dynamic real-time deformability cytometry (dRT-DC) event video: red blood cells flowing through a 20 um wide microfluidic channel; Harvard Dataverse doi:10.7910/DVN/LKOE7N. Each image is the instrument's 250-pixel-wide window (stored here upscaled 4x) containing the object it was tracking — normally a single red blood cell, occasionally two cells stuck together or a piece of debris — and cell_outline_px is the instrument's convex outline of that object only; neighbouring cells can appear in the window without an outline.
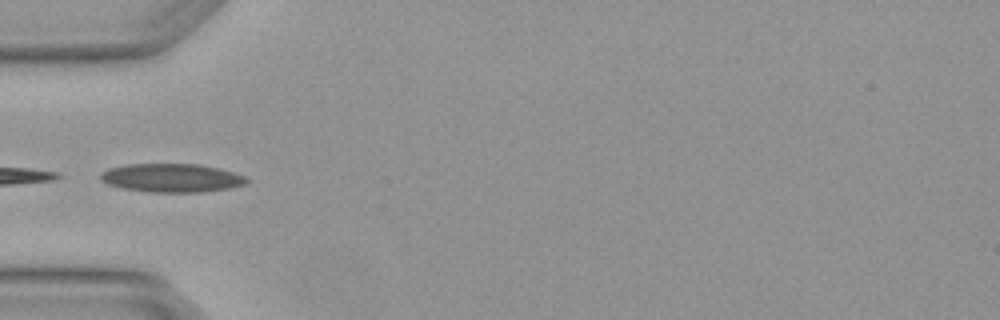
{"species": "Egyptian fruit bat (a non-hibernating species)", "species_latin": "Rousettus aegyptiacus", "temperature_condition": "warm", "stored_images_in_passage": 6, "camera_frame_rate_fps": 3000, "um_per_image_px": 0.085, "animal": {"sex": "female"}, "frame": {"image": 1, "passage_image": 5, "time_ms": 1.333, "image_size_px": [1000, 320], "cell_outline_px": [[252, 180], [248, 184], [228, 188], [200, 192], [148, 192], [120, 188], [108, 184], [100, 180], [100, 172], [108, 168], [124, 164], [200, 164], [220, 168], [244, 176]], "centroid_in_image_um": [14.58, 15.12], "position_along_channel_um": 70.4, "area_um2": 24.62}}
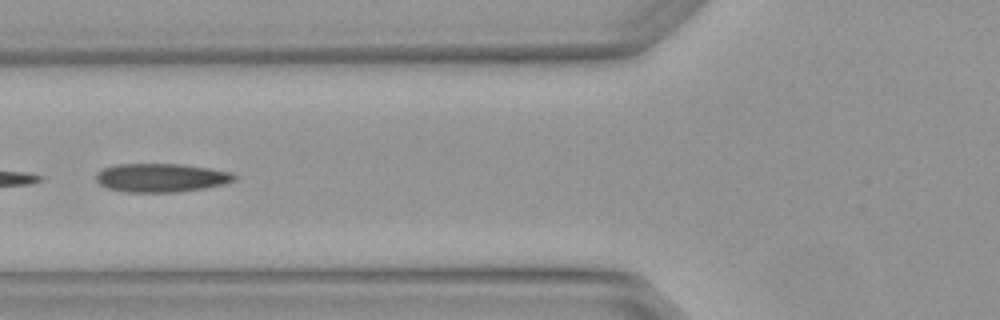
{"frame": {"image": 2, "passage_image": 6, "time_ms": 1.667, "image_size_px": [1000, 320], "cell_outline_px": [[236, 180], [224, 184], [204, 188], [176, 192], [124, 192], [108, 188], [100, 184], [96, 180], [96, 172], [104, 168], [116, 164], [180, 164], [208, 168], [232, 172], [236, 176]], "centroid_in_image_um": [13.69, 15.11], "position_along_channel_um": 112.1, "area_um2": 23.06}}